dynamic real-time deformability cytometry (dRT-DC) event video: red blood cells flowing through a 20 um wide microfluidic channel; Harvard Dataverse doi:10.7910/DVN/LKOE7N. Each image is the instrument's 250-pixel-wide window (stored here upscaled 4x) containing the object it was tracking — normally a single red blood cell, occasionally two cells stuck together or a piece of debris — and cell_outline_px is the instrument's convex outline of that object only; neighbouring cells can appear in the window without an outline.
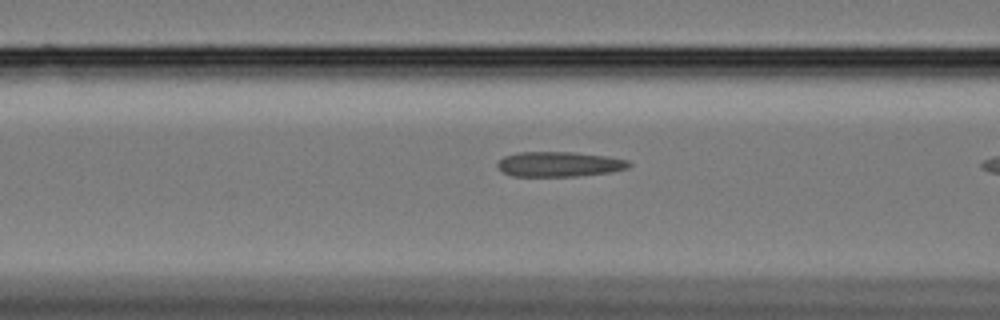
{"species": "Egyptian fruit bat (a non-hibernating species)", "species_latin": "Rousettus aegyptiacus", "temperature_condition": "cold", "stored_images_in_passage": 18, "camera_frame_rate_fps": 3000, "um_per_image_px": 0.085, "animal": {"sex": "female"}, "frame": {"image": 1, "passage_image": 16, "time_ms": 5.0, "image_size_px": [1000, 320], "cell_outline_px": [[632, 164], [628, 168], [612, 172], [576, 176], [512, 176], [504, 172], [496, 164], [504, 156], [516, 152], [572, 152], [604, 156], [628, 160]], "centroid_in_image_um": [47.54, 13.95], "position_along_channel_um": 119.1, "area_um2": 19.07}}